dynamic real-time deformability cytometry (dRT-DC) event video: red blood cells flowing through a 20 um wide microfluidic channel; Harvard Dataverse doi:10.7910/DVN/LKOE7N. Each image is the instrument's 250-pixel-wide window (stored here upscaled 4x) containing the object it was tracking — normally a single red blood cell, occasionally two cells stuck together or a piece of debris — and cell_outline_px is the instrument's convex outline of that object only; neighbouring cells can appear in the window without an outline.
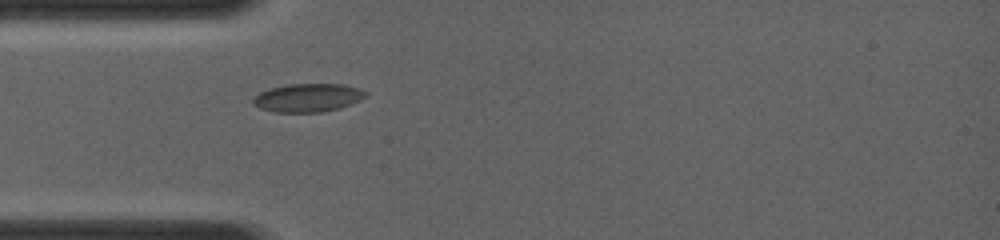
{"species": "common noctule bat (a hibernating species)", "species_latin": "Nyctalus noctula", "temperature_condition": "room temperature", "stored_images_in_passage": 24, "camera_frame_rate_fps": 4000, "um_per_image_px": 0.085, "animal": {"sex": "female", "body_mass_g": 19.0, "forearm_length_mm": 56.7}, "frame": {"image": 1, "passage_image": 1, "time_ms": 0.0, "image_size_px": [1000, 240], "cell_outline_px": [[368, 96], [360, 100], [340, 108], [320, 112], [272, 112], [260, 108], [252, 104], [252, 100], [260, 92], [268, 88], [288, 84], [344, 84], [360, 88], [368, 92]], "centroid_in_image_um": [26.18, 8.3], "position_along_channel_um": 58.8, "area_um2": 18.79}}
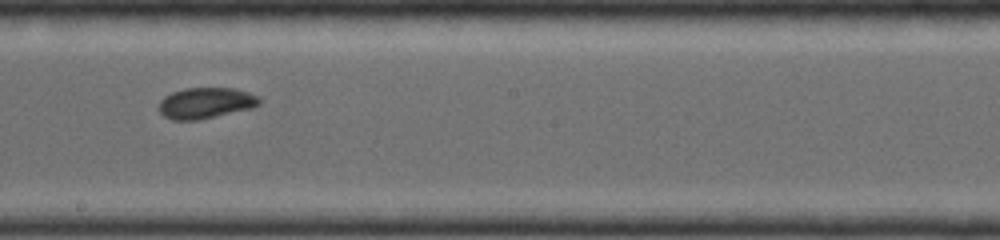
{"frame": {"image": 2, "passage_image": 14, "time_ms": 3.75, "image_size_px": [1000, 240], "cell_outline_px": [[260, 104], [252, 108], [200, 120], [172, 120], [164, 116], [156, 108], [160, 100], [164, 96], [172, 92], [184, 88], [236, 88], [260, 96]], "centroid_in_image_um": [17.47, 8.76], "position_along_channel_um": 230.7, "area_um2": 18.44}}
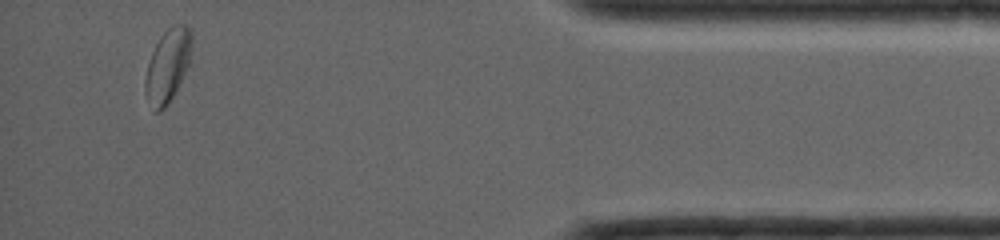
{"frame": {"image": 3, "passage_image": 24, "time_ms": 8.75, "image_size_px": [1000, 240], "cell_outline_px": [[192, 40], [188, 64], [168, 104], [160, 112], [156, 112], [144, 92], [144, 80], [148, 64], [152, 52], [160, 36], [172, 24], [184, 24], [192, 32]], "centroid_in_image_um": [14.23, 5.54], "position_along_channel_um": 421.0, "area_um2": 19.36}}